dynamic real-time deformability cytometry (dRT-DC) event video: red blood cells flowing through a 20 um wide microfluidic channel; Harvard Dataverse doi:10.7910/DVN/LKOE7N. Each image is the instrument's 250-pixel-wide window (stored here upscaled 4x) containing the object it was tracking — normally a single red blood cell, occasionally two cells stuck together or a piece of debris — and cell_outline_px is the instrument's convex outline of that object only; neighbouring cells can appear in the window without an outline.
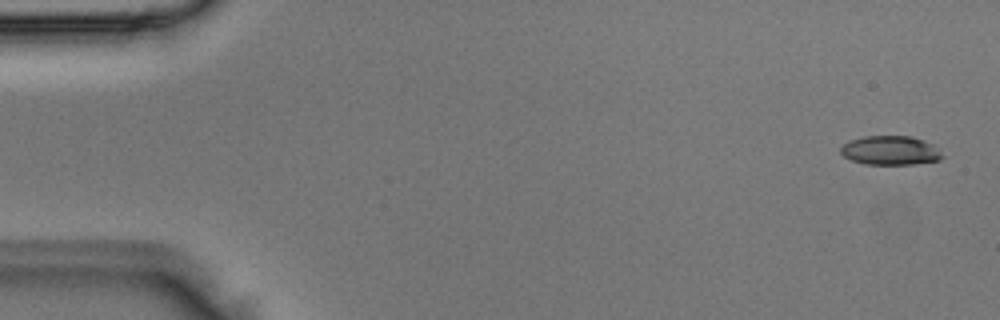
{"species": "Egyptian fruit bat (a non-hibernating species)", "species_latin": "Rousettus aegyptiacus", "temperature_condition": "room temperature", "stored_images_in_passage": 3, "camera_frame_rate_fps": 3000, "um_per_image_px": 0.085, "animal": {"sex": "male"}, "frame": {"image": 1, "passage_image": 1, "time_ms": 0.0, "image_size_px": [1000, 320], "cell_outline_px": [[944, 156], [940, 160], [912, 164], [864, 164], [852, 160], [844, 156], [840, 152], [840, 148], [848, 140], [864, 136], [912, 136], [924, 140], [932, 144]], "centroid_in_image_um": [75.67, 12.78], "position_along_channel_um": 9.3, "area_um2": 17.22}}